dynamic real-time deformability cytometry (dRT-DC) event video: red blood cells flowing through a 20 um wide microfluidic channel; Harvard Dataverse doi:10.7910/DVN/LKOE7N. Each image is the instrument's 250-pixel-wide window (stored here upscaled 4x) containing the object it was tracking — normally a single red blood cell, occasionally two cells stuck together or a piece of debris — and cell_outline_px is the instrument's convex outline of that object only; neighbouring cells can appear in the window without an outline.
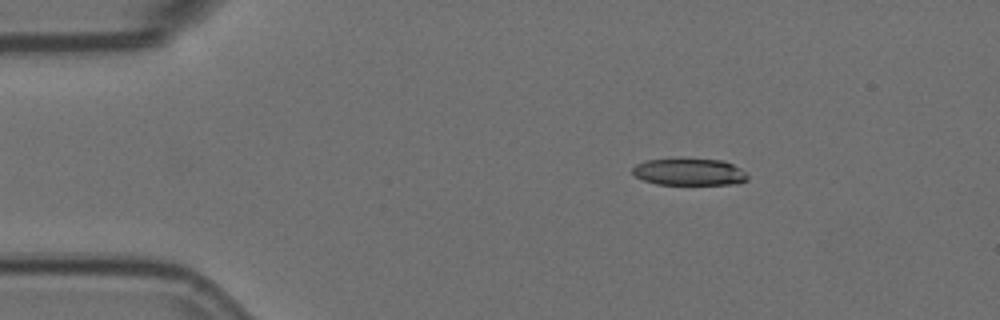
{"species": "Egyptian fruit bat (a non-hibernating species)", "species_latin": "Rousettus aegyptiacus", "temperature_condition": "room temperature", "stored_images_in_passage": 3, "camera_frame_rate_fps": 3000, "um_per_image_px": 0.085, "animal": {"sex": "female"}, "frame": {"image": 1, "passage_image": 1, "time_ms": 0.0, "image_size_px": [1000, 320], "cell_outline_px": [[748, 180], [740, 184], [656, 184], [644, 180], [636, 176], [632, 172], [632, 168], [636, 164], [648, 160], [680, 156], [724, 160], [740, 168], [748, 176]], "centroid_in_image_um": [58.6, 14.57], "position_along_channel_um": 26.4, "area_um2": 18.79}}